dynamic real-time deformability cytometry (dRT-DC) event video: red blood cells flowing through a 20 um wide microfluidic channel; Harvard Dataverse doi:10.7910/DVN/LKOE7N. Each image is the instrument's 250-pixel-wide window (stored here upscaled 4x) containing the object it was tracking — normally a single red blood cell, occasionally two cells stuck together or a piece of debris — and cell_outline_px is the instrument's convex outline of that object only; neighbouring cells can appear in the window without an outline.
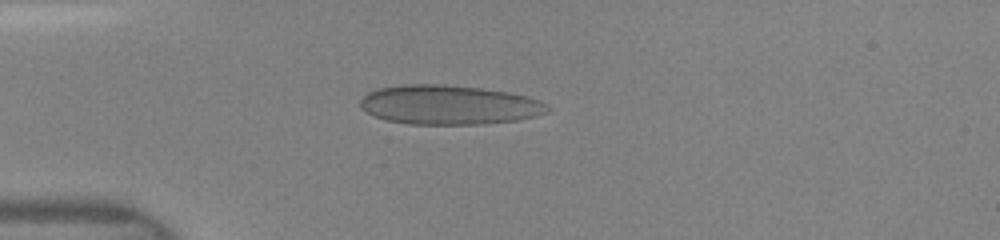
{"species": "human", "species_latin": "Homo sapiens", "temperature_condition": "room temperature", "stored_images_in_passage": 11, "camera_frame_rate_fps": 3000, "um_per_image_px": 0.085, "donor": {"sex": "female"}, "frame": {"image": 1, "passage_image": 7, "time_ms": 2.0, "image_size_px": [1000, 240], "cell_outline_px": [[552, 108], [548, 112], [536, 116], [516, 120], [484, 124], [408, 124], [388, 120], [376, 116], [360, 108], [360, 100], [368, 92], [380, 88], [404, 84], [444, 84], [480, 88], [508, 92], [524, 96], [536, 100]], "centroid_in_image_um": [38.15, 8.91], "position_along_channel_um": 46.8, "area_um2": 42.71}}